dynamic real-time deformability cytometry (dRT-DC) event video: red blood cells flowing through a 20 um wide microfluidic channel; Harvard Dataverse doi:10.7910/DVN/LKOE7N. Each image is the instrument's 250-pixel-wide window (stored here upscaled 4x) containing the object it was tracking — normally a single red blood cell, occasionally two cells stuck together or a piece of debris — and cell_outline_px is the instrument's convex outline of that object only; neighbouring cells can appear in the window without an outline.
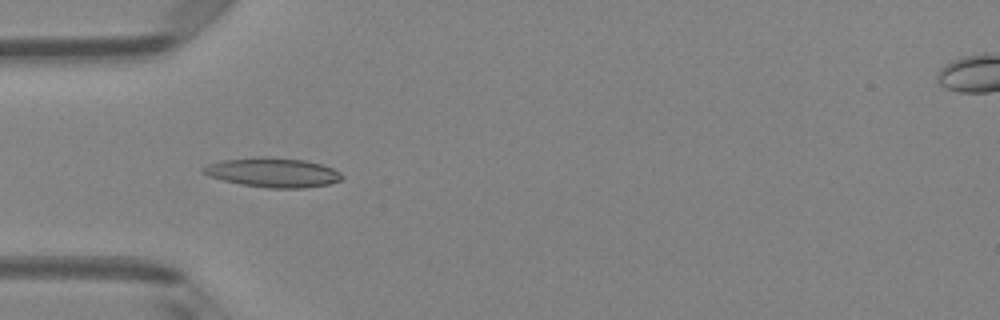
{"species": "Egyptian fruit bat (a non-hibernating species)", "species_latin": "Rousettus aegyptiacus", "temperature_condition": "room temperature", "stored_images_in_passage": 7, "camera_frame_rate_fps": 3000, "um_per_image_px": 0.085, "animal": {"sex": "female"}, "frame": {"image": 1, "passage_image": 4, "time_ms": 1.0, "image_size_px": [1000, 320], "cell_outline_px": [[344, 180], [328, 184], [304, 188], [268, 188], [240, 184], [208, 176], [200, 172], [200, 168], [208, 164], [224, 160], [256, 156], [268, 156], [304, 160], [320, 164], [332, 168], [340, 172], [344, 176]], "centroid_in_image_um": [23.18, 14.66], "position_along_channel_um": 61.8, "area_um2": 24.04}}
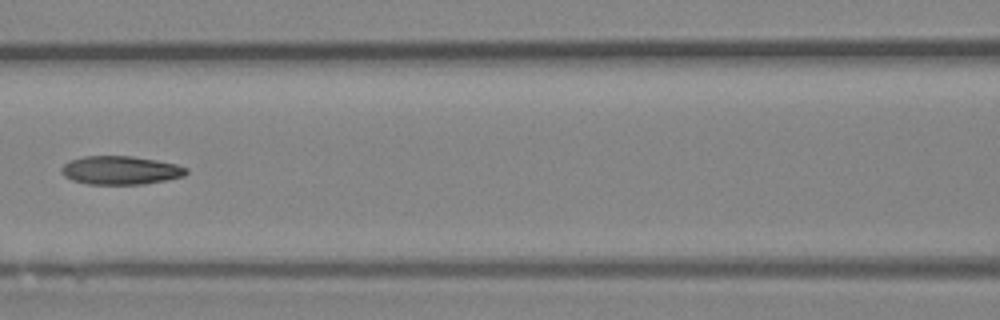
{"frame": {"image": 2, "passage_image": 6, "time_ms": 1.667, "image_size_px": [1000, 320], "cell_outline_px": [[188, 172], [184, 176], [144, 184], [88, 184], [72, 180], [64, 176], [60, 172], [60, 168], [68, 160], [84, 156], [132, 156], [156, 160], [176, 164], [188, 168]], "centroid_in_image_um": [10.21, 14.47], "position_along_channel_um": 156.4, "area_um2": 20.81}}
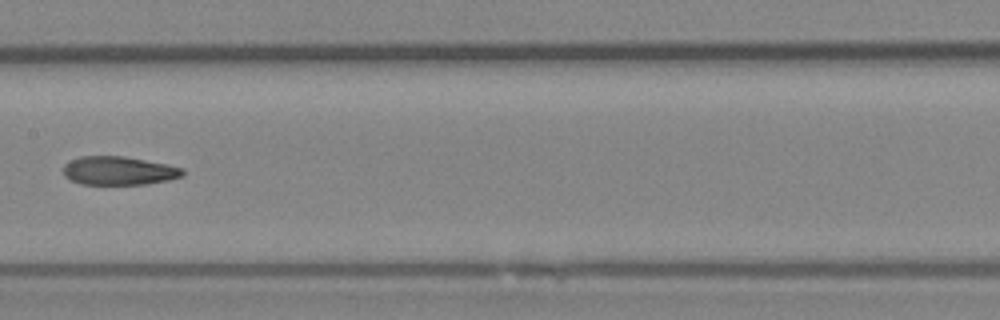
{"frame": {"image": 3, "passage_image": 7, "time_ms": 2.0, "image_size_px": [1000, 320], "cell_outline_px": [[184, 176], [168, 180], [148, 184], [80, 184], [64, 176], [64, 164], [80, 156], [124, 156], [168, 164], [184, 168]], "centroid_in_image_um": [10.14, 14.51], "position_along_channel_um": 197.3, "area_um2": 19.94}}